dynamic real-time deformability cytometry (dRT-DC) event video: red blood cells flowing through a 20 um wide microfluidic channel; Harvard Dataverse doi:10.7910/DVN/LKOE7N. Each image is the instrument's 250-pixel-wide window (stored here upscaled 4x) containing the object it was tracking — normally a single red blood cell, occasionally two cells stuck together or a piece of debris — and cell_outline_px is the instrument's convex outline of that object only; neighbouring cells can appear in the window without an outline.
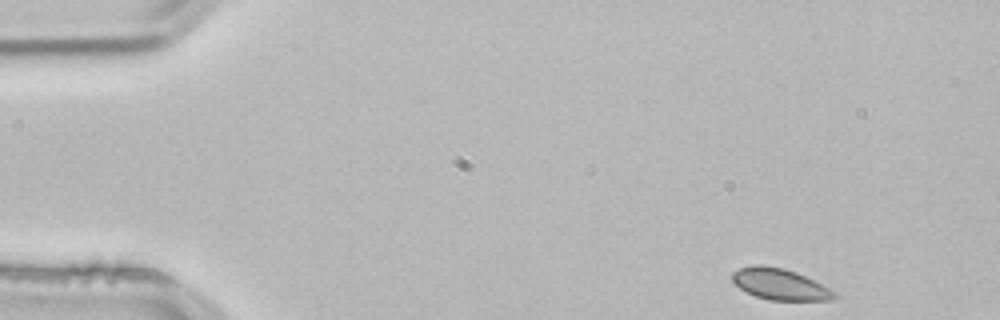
{"species": "common noctule bat (a hibernating species)", "species_latin": "Nyctalus noctula", "temperature_condition": "room temperature", "stored_images_in_passage": 12, "camera_frame_rate_fps": 3000, "um_per_image_px": 0.085, "animal": {"sex": "male", "body_mass_g": 21.5, "forearm_length_mm": 52.0}, "frame": {"image": 1, "passage_image": 1, "time_ms": 0.0, "image_size_px": [1000, 320], "cell_outline_px": [[840, 296], [832, 300], [768, 300], [756, 296], [740, 288], [732, 280], [732, 272], [740, 268], [752, 264], [760, 264], [784, 268], [796, 272], [836, 292]], "centroid_in_image_um": [66.29, 24.15], "position_along_channel_um": 18.7, "area_um2": 18.5}}